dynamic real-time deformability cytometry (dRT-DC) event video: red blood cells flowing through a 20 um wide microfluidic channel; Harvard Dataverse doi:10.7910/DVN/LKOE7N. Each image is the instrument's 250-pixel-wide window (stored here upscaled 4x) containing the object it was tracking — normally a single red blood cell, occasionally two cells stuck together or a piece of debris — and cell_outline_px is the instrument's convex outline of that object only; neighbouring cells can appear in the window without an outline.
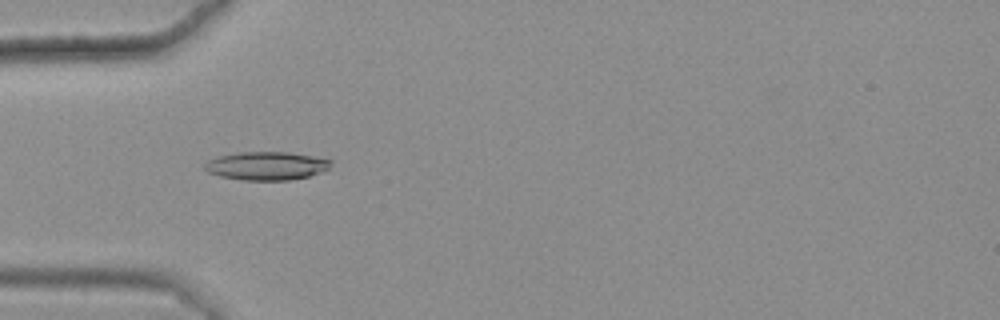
{"species": "common noctule bat (a hibernating species)", "species_latin": "Nyctalus noctula", "temperature_condition": "warm", "stored_images_in_passage": 39, "camera_frame_rate_fps": 3000, "um_per_image_px": 0.085, "animal": {"sex": "female", "body_mass_g": 25.1}, "frame": {"image": 1, "passage_image": 8, "time_ms": 2.333, "image_size_px": [1000, 320], "cell_outline_px": [[332, 160], [328, 168], [320, 172], [308, 176], [288, 180], [244, 180], [220, 176], [208, 172], [204, 168], [204, 164], [208, 160], [220, 156], [240, 152], [288, 152], [312, 156]], "centroid_in_image_um": [22.63, 14.09], "position_along_channel_um": 62.4, "area_um2": 20.58}}
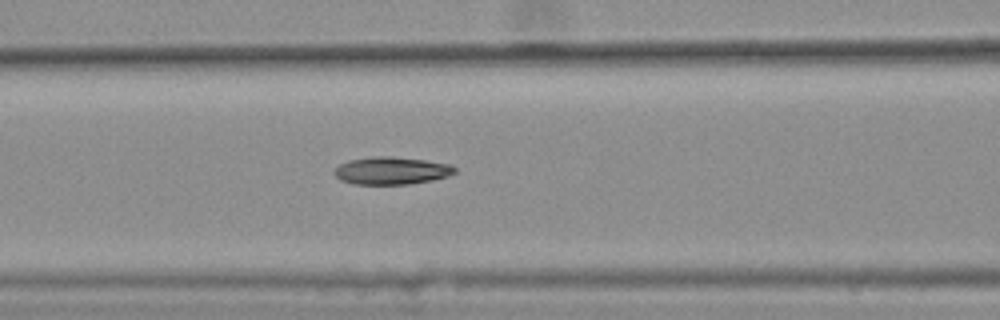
{"frame": {"image": 2, "passage_image": 14, "time_ms": 4.333, "image_size_px": [1000, 320], "cell_outline_px": [[456, 172], [448, 176], [432, 180], [408, 184], [352, 184], [340, 180], [332, 172], [340, 164], [348, 160], [372, 156], [388, 156], [424, 160], [452, 164], [456, 168]], "centroid_in_image_um": [33.26, 14.5], "position_along_channel_um": 133.3, "area_um2": 19.42}}
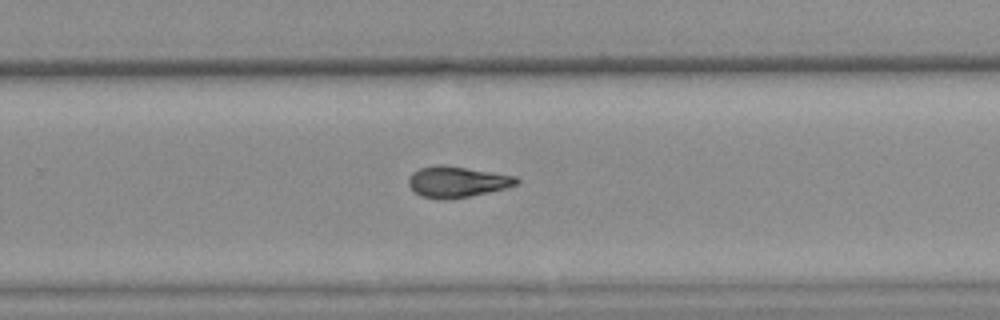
{"frame": {"image": 3, "passage_image": 27, "time_ms": 8.667, "image_size_px": [1000, 320], "cell_outline_px": [[520, 180], [516, 184], [504, 188], [468, 196], [420, 196], [408, 184], [408, 180], [412, 172], [420, 168], [440, 164], [516, 176]], "centroid_in_image_um": [38.85, 15.4], "position_along_channel_um": 290.9, "area_um2": 18.38}, "authors_computed_cell_mechanics": {"area_um2": 19.074, "velocity_mm_per_s": 3.6412, "shape_relaxation_time_tau1_ms": null, "shape_relaxation_time_tau2_ms": 4.6207, "deformation_change_tau1": null, "deformation_change_tau2": 0.1379}}